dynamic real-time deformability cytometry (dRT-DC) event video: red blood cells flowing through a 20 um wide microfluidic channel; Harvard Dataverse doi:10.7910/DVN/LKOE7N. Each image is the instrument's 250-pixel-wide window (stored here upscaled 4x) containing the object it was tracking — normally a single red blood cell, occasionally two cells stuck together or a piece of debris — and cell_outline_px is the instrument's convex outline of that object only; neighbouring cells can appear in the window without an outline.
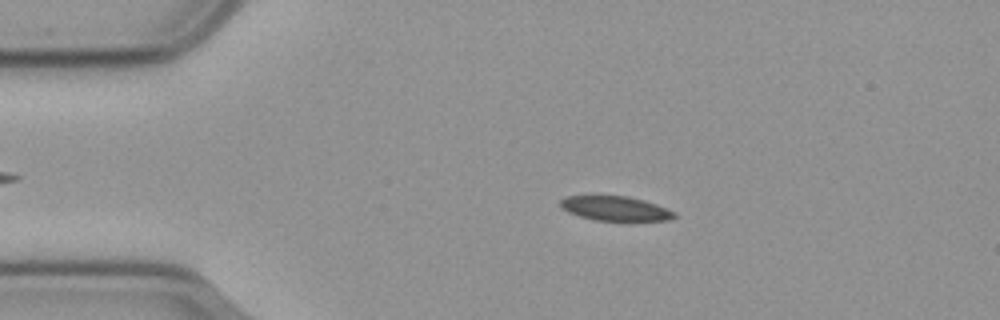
{"species": "common noctule bat (a hibernating species)", "species_latin": "Nyctalus noctula", "temperature_condition": "cold", "stored_images_in_passage": 50, "camera_frame_rate_fps": 3000, "um_per_image_px": 0.085, "animal": {"sex": "male", "body_mass_g": 23.1, "forearm_length_mm": 52.7}, "frame": {"image": 1, "passage_image": 11, "time_ms": 3.333, "image_size_px": [1000, 320], "cell_outline_px": [[676, 216], [668, 220], [596, 220], [580, 216], [568, 212], [560, 204], [560, 200], [564, 196], [628, 196], [644, 200], [656, 204], [676, 212]], "centroid_in_image_um": [52.31, 17.71], "position_along_channel_um": 32.7, "area_um2": 16.01}}
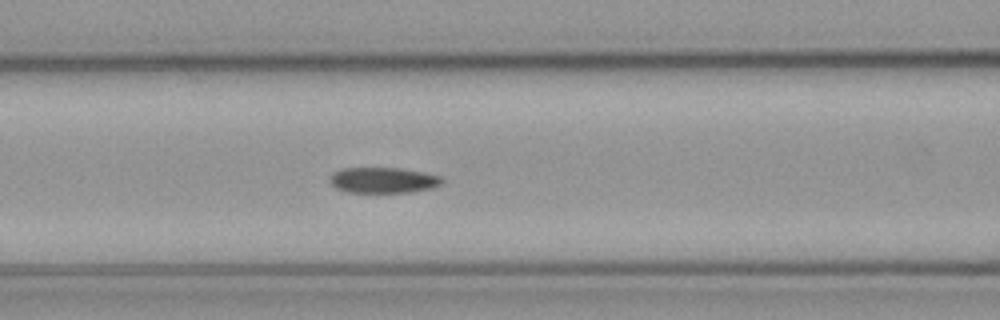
{"frame": {"image": 2, "passage_image": 23, "time_ms": 7.333, "image_size_px": [1000, 320], "cell_outline_px": [[444, 180], [440, 184], [432, 188], [408, 192], [344, 192], [336, 188], [328, 180], [328, 176], [332, 172], [344, 168], [400, 168], [424, 172], [440, 176]], "centroid_in_image_um": [32.52, 15.31], "position_along_channel_um": 134.1, "area_um2": 16.88}}
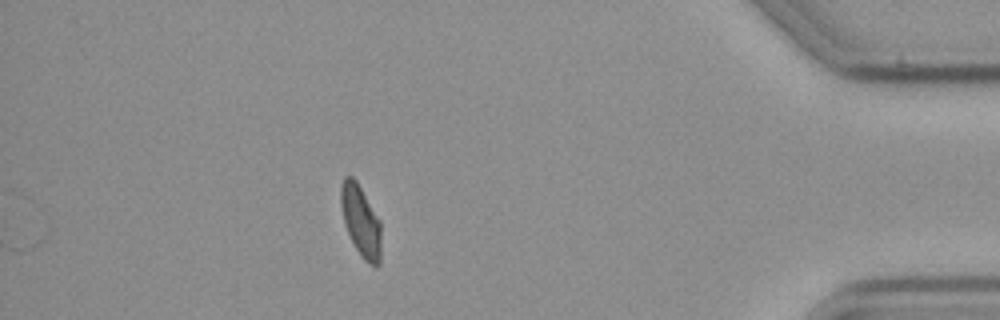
{"frame": {"image": 3, "passage_image": 50, "time_ms": 16.333, "image_size_px": [1000, 320], "cell_outline_px": [[380, 264], [376, 268], [368, 264], [360, 256], [344, 224], [340, 204], [340, 188], [344, 176], [352, 176], [356, 180], [380, 220]], "centroid_in_image_um": [30.66, 18.79], "position_along_channel_um": 404.5, "area_um2": 16.76}, "authors_computed_cell_mechanics": {"area_um2": 16.9065, "velocity_mm_per_s": 3.58, "shape_relaxation_time_tau1_ms": null, "shape_relaxation_time_tau2_ms": 4.092, "deformation_change_tau1": null, "deformation_change_tau2": 0.0686}}